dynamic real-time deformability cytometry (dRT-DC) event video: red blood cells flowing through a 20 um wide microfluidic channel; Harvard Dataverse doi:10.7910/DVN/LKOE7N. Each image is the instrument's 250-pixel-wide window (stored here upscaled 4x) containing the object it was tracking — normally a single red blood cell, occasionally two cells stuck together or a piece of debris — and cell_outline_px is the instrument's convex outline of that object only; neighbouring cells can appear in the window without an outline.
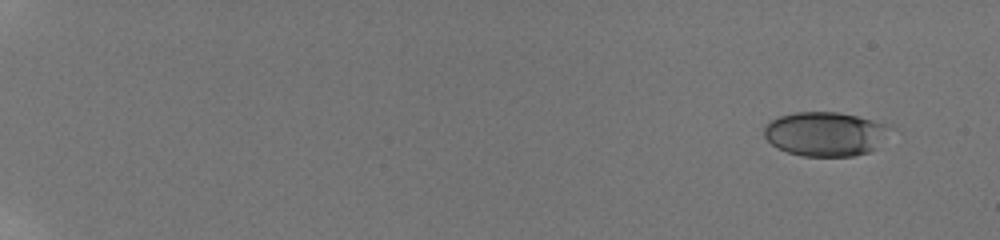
{"species": "human", "species_latin": "Homo sapiens", "temperature_condition": "room temperature", "stored_images_in_passage": 54, "camera_frame_rate_fps": 3000, "um_per_image_px": 0.085, "donor": {"sex": "male"}, "frame": {"image": 1, "passage_image": 1, "time_ms": 0.0, "image_size_px": [1000, 240], "cell_outline_px": [[900, 132], [868, 152], [852, 156], [800, 156], [776, 148], [764, 136], [764, 128], [772, 120], [780, 116], [796, 112], [836, 112], [856, 116], [892, 124]], "centroid_in_image_um": [70.31, 11.38], "position_along_channel_um": 14.7, "area_um2": 33.29}}
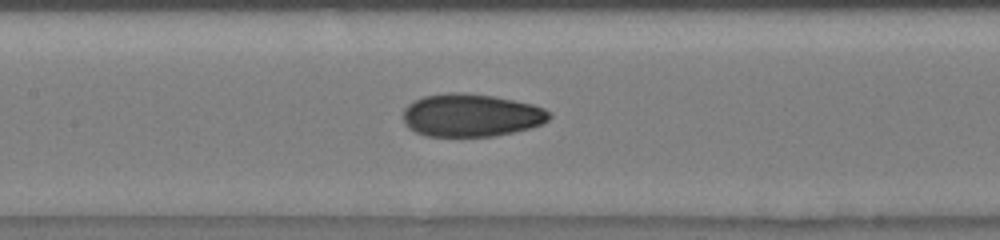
{"frame": {"image": 2, "passage_image": 29, "time_ms": 9.333, "image_size_px": [1000, 240], "cell_outline_px": [[552, 116], [548, 120], [532, 128], [496, 136], [428, 136], [416, 132], [408, 128], [404, 124], [404, 108], [408, 104], [424, 96], [448, 92], [460, 92], [492, 96], [532, 104], [544, 108]], "centroid_in_image_um": [40.04, 9.8], "position_along_channel_um": 167.4, "area_um2": 36.47}}
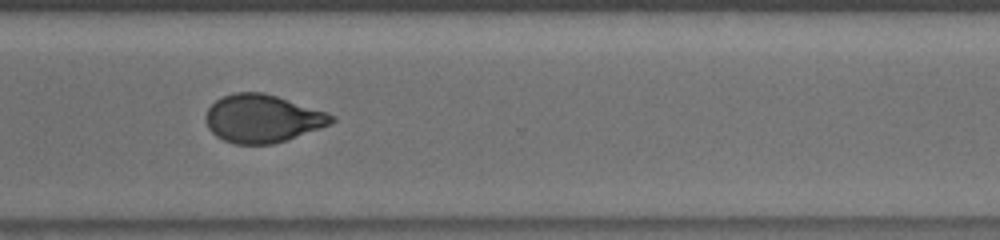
{"frame": {"image": 3, "passage_image": 43, "time_ms": 14.0, "image_size_px": [1000, 240], "cell_outline_px": [[336, 120], [332, 124], [272, 144], [236, 144], [224, 140], [216, 136], [208, 128], [204, 116], [208, 108], [216, 100], [224, 96], [236, 92], [264, 92], [328, 112], [336, 116]], "centroid_in_image_um": [22.31, 10.07], "position_along_channel_um": 348.3, "area_um2": 35.08}, "authors_computed_cell_mechanics": {"area_um2": 34.8245, "velocity_mm_per_s": 3.8896, "shape_relaxation_time_tau1_ms": 4.9322, "shape_relaxation_time_tau2_ms": 1.5425, "deformation_change_tau1": 0.1803, "deformation_change_tau2": 0.0649}}